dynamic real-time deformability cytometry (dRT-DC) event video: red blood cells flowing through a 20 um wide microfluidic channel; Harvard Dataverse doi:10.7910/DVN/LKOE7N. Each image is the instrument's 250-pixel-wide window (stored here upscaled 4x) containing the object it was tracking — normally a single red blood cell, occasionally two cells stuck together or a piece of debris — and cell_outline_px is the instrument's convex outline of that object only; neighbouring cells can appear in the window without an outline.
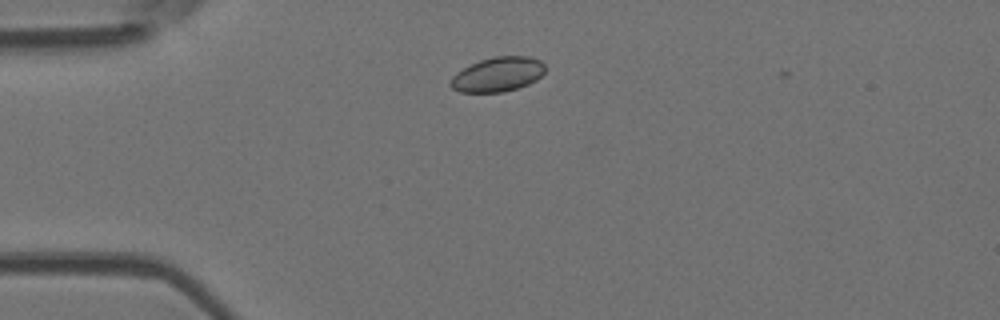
{"species": "Egyptian fruit bat (a non-hibernating species)", "species_latin": "Rousettus aegyptiacus", "temperature_condition": "room temperature", "stored_images_in_passage": 4, "camera_frame_rate_fps": 3000, "um_per_image_px": 0.085, "animal": {"sex": "female"}, "frame": {"image": 1, "passage_image": 3, "time_ms": 0.667, "image_size_px": [1000, 320], "cell_outline_px": [[544, 72], [536, 80], [528, 84], [516, 88], [500, 92], [460, 92], [452, 88], [448, 84], [452, 76], [456, 72], [480, 60], [492, 56], [528, 56], [540, 60], [544, 64]], "centroid_in_image_um": [42.28, 6.32], "position_along_channel_um": 42.7, "area_um2": 18.96}}